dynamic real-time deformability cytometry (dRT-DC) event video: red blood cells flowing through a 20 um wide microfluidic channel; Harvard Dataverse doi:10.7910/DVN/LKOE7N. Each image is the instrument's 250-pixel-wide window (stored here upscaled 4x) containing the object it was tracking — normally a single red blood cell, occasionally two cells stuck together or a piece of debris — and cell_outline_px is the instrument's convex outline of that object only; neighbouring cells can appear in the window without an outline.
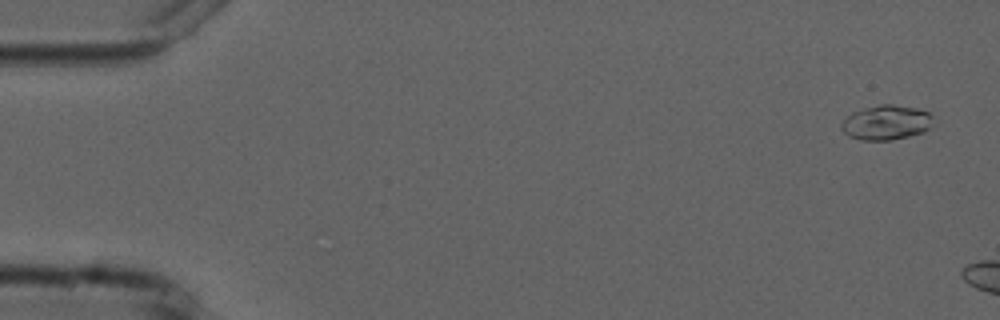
{"species": "common noctule bat (a hibernating species)", "species_latin": "Nyctalus noctula", "temperature_condition": "cold", "stored_images_in_passage": 3, "camera_frame_rate_fps": 3000, "um_per_image_px": 0.085, "animal": {"sex": "male", "forearm_length_mm": 52.5}, "frame": {"image": 1, "passage_image": 1, "time_ms": 0.0, "image_size_px": [1000, 320], "cell_outline_px": [[932, 116], [928, 128], [924, 132], [892, 140], [860, 140], [848, 136], [840, 128], [840, 124], [852, 112], [864, 108], [880, 104], [892, 104], [916, 108], [928, 112]], "centroid_in_image_um": [75.29, 10.42], "position_along_channel_um": 9.7, "area_um2": 18.44}}